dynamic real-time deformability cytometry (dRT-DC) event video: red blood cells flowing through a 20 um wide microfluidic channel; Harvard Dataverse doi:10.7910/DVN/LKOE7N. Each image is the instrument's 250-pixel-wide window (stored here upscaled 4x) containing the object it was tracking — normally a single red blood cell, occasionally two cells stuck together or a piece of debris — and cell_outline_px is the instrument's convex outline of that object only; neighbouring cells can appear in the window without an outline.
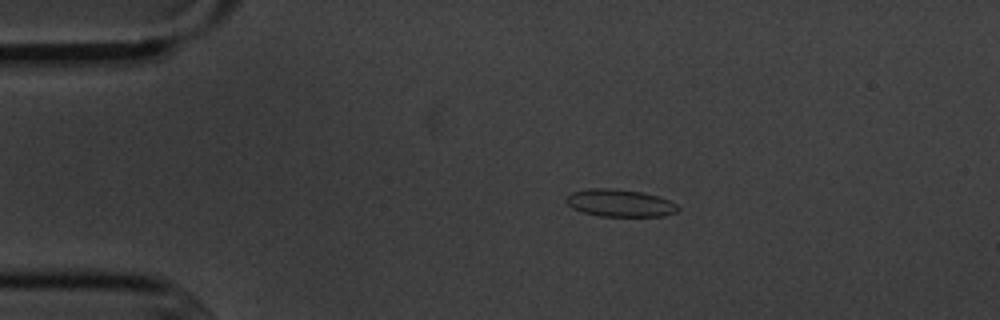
{"species": "common noctule bat (a hibernating species)", "species_latin": "Nyctalus noctula", "temperature_condition": "cold", "stored_images_in_passage": 7, "camera_frame_rate_fps": 3000, "um_per_image_px": 0.085, "animal": {"sex": "male", "body_mass_g": 20.1, "forearm_length_mm": 53.5}, "frame": {"image": 1, "passage_image": 2, "time_ms": 1.333, "image_size_px": [1000, 320], "cell_outline_px": [[680, 208], [676, 212], [664, 216], [600, 216], [584, 212], [572, 208], [564, 200], [572, 192], [588, 188], [612, 188], [644, 192], [668, 200], [676, 204]], "centroid_in_image_um": [52.68, 17.25], "position_along_channel_um": 32.3, "area_um2": 17.8}}
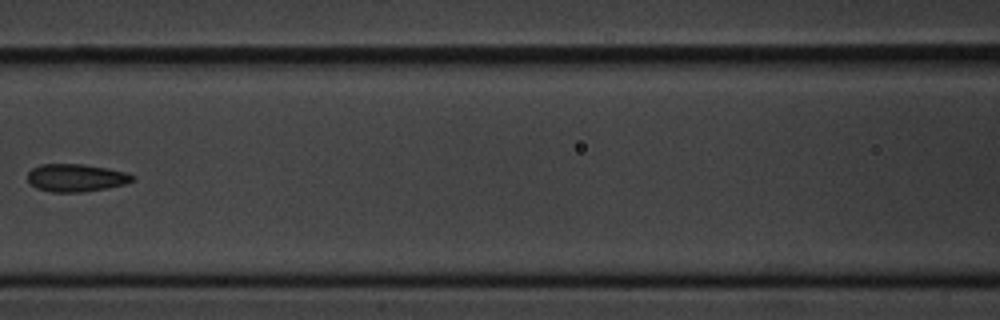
{"frame": {"image": 2, "passage_image": 6, "time_ms": 6.0, "image_size_px": [1000, 320], "cell_outline_px": [[136, 176], [132, 180], [124, 184], [108, 188], [80, 192], [52, 192], [36, 188], [28, 180], [28, 172], [32, 168], [40, 164], [84, 164], [108, 168], [124, 172]], "centroid_in_image_um": [6.45, 15.1], "position_along_channel_um": 160.2, "area_um2": 16.88}}
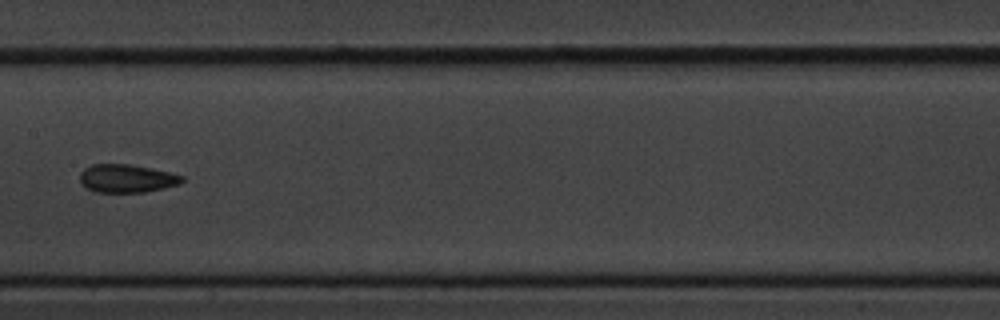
{"frame": {"image": 3, "passage_image": 7, "time_ms": 7.0, "image_size_px": [1000, 320], "cell_outline_px": [[184, 180], [180, 184], [164, 188], [144, 192], [96, 192], [80, 184], [80, 172], [84, 168], [92, 164], [132, 164], [168, 172], [184, 176]], "centroid_in_image_um": [10.76, 15.16], "position_along_channel_um": 196.6, "area_um2": 16.82}}